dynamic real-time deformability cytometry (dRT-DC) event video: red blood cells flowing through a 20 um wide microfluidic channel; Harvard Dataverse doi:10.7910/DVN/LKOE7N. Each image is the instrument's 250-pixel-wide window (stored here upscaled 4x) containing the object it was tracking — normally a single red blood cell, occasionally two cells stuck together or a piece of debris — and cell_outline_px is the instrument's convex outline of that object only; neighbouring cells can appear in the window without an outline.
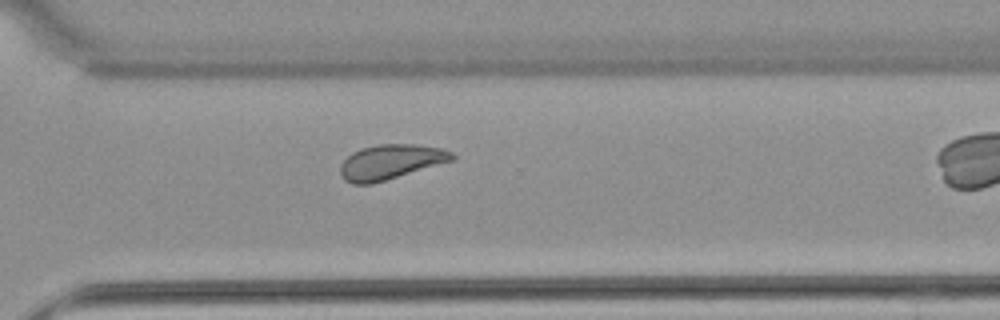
{"species": "common noctule bat (a hibernating species)", "species_latin": "Nyctalus noctula", "temperature_condition": "warm", "stored_images_in_passage": 26, "camera_frame_rate_fps": 3000, "um_per_image_px": 0.085, "animal": {"sex": "female", "body_mass_g": 22.7, "forearm_length_mm": 54.2}, "frame": {"image": 1, "passage_image": 22, "time_ms": 7.0, "image_size_px": [1000, 320], "cell_outline_px": [[456, 156], [452, 160], [372, 184], [352, 184], [344, 180], [340, 176], [340, 164], [352, 152], [360, 148], [376, 144], [416, 144], [440, 148], [452, 152]], "centroid_in_image_um": [33.14, 13.76], "position_along_channel_um": 337.5, "area_um2": 22.6}}